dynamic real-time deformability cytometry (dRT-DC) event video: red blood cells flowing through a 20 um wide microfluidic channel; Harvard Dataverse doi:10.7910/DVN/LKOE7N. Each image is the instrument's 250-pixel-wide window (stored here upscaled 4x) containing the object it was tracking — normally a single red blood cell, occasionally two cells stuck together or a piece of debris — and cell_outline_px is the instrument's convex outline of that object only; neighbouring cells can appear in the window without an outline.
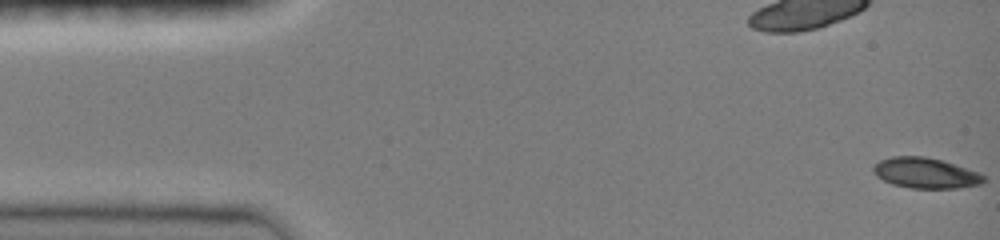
{"species": "common noctule bat (a hibernating species)", "species_latin": "Nyctalus noctula", "temperature_condition": "room temperature", "stored_images_in_passage": 27, "camera_frame_rate_fps": 3000, "um_per_image_px": 0.085, "animal": {"sex": "female", "body_mass_g": 19.0, "forearm_length_mm": 51.5}, "frame": {"image": 1, "passage_image": 1, "time_ms": 0.0, "image_size_px": [1000, 240], "cell_outline_px": [[984, 180], [980, 184], [956, 188], [912, 188], [892, 184], [876, 176], [872, 168], [880, 160], [892, 156], [924, 156], [940, 160], [980, 172], [984, 176]], "centroid_in_image_um": [78.66, 14.7], "position_along_channel_um": 6.3, "area_um2": 19.42}}
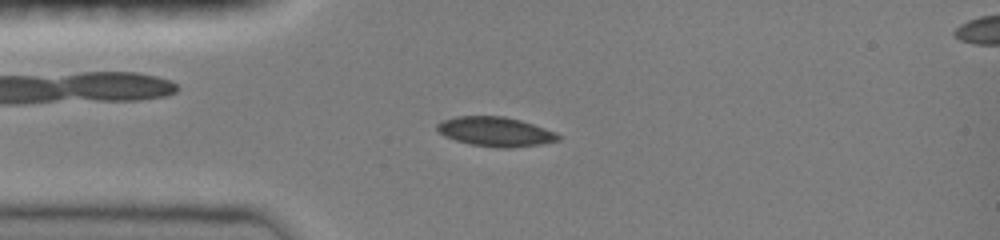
{"frame": {"image": 2, "passage_image": 12, "time_ms": 3.667, "image_size_px": [1000, 240], "cell_outline_px": [[560, 140], [540, 144], [512, 148], [496, 148], [468, 144], [444, 136], [436, 128], [436, 124], [440, 120], [456, 116], [504, 116], [520, 120], [556, 132], [560, 136]], "centroid_in_image_um": [42.08, 11.19], "position_along_channel_um": 42.9, "area_um2": 20.92}}
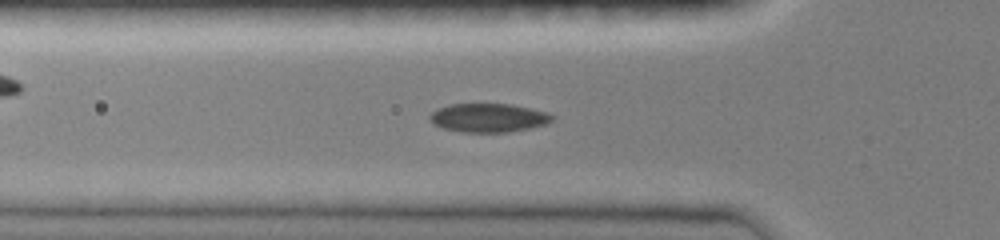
{"frame": {"image": 3, "passage_image": 16, "time_ms": 5.0, "image_size_px": [1000, 240], "cell_outline_px": [[556, 116], [552, 120], [544, 124], [528, 128], [508, 132], [460, 132], [444, 128], [436, 124], [428, 116], [436, 108], [448, 104], [512, 104], [548, 112]], "centroid_in_image_um": [41.52, 10.0], "position_along_channel_um": 84.3, "area_um2": 20.4}}